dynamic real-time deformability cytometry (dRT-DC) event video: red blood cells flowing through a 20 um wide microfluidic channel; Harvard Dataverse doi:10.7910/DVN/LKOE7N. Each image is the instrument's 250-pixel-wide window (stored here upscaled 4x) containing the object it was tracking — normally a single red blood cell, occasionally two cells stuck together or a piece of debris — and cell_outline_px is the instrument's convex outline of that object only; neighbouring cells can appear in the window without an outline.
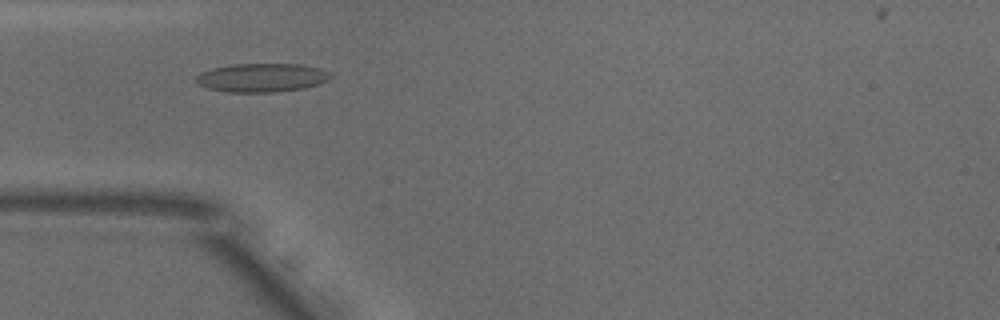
{"species": "common noctule bat (a hibernating species)", "species_latin": "Nyctalus noctula", "temperature_condition": "warm", "stored_images_in_passage": 26, "camera_frame_rate_fps": 3000, "um_per_image_px": 0.085, "animal": {"sex": "male", "body_mass_g": 18.8}, "frame": {"image": 1, "passage_image": 1, "time_ms": 0.0, "image_size_px": [1000, 320], "cell_outline_px": [[332, 76], [328, 80], [304, 88], [276, 92], [228, 92], [208, 88], [200, 84], [196, 80], [196, 76], [212, 68], [232, 64], [300, 64], [320, 68], [328, 72]], "centroid_in_image_um": [22.27, 6.6], "position_along_channel_um": 62.7, "area_um2": 22.25}}
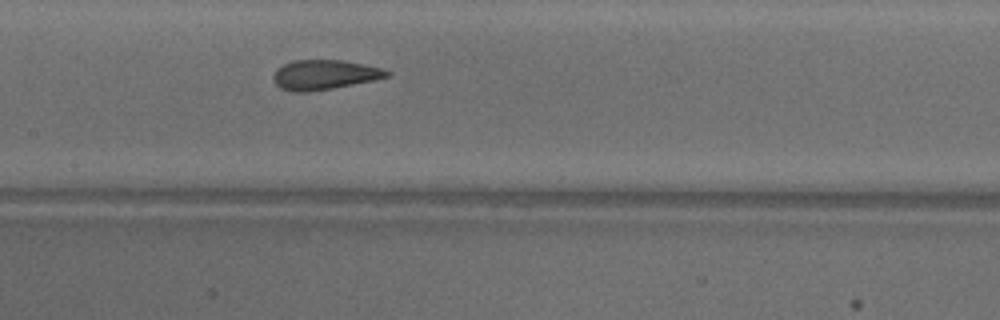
{"frame": {"image": 2, "passage_image": 10, "time_ms": 3.0, "image_size_px": [1000, 320], "cell_outline_px": [[392, 76], [332, 88], [308, 92], [292, 92], [280, 88], [272, 80], [272, 76], [276, 68], [292, 60], [344, 60], [380, 68], [392, 72]], "centroid_in_image_um": [27.53, 6.35], "position_along_channel_um": 179.9, "area_um2": 19.71}}
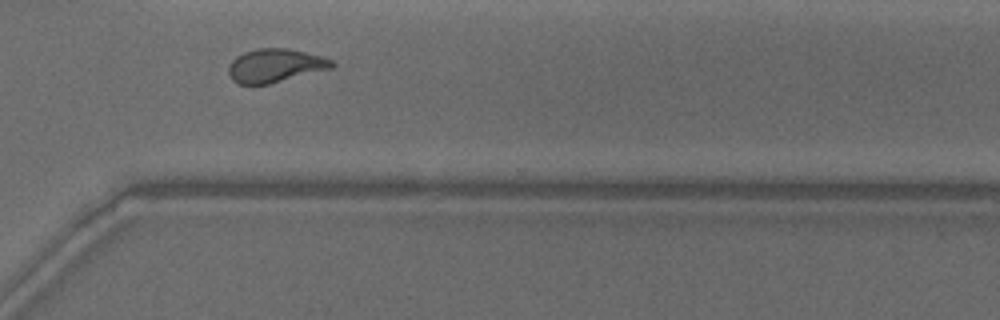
{"frame": {"image": 3, "passage_image": 23, "time_ms": 7.333, "image_size_px": [1000, 320], "cell_outline_px": [[336, 64], [332, 68], [268, 84], [240, 84], [232, 80], [228, 72], [228, 64], [236, 56], [244, 52], [256, 48], [288, 48], [320, 56], [332, 60]], "centroid_in_image_um": [23.36, 5.57], "position_along_channel_um": 347.2, "area_um2": 20.11}, "authors_computed_cell_mechanics": {"area_um2": 19.9988, "velocity_mm_per_s": 3.8694, "shape_relaxation_time_tau1_ms": 4.5657, "shape_relaxation_time_tau2_ms": 0.7153, "deformation_change_tau1": 0.1688, "deformation_change_tau2": 0.088}}